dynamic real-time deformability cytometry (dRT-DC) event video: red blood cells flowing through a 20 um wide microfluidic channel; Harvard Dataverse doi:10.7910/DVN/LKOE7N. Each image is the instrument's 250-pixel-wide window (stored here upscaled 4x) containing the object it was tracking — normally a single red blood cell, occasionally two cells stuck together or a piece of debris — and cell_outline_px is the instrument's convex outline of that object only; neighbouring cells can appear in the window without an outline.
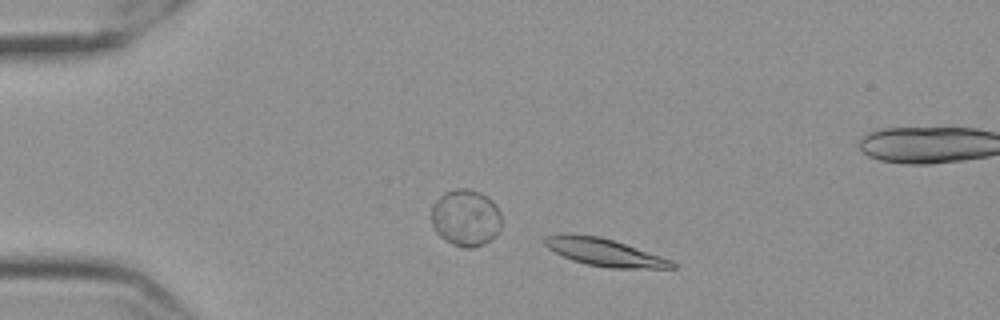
{"species": "Egyptian fruit bat (a non-hibernating species)", "species_latin": "Rousettus aegyptiacus", "temperature_condition": "cold", "stored_images_in_passage": 51, "camera_frame_rate_fps": 3000, "um_per_image_px": 0.085, "frame": {"image": 1, "passage_image": 3, "time_ms": 0.667, "image_size_px": [1000, 320], "cell_outline_px": [[676, 268], [612, 268], [588, 264], [572, 260], [548, 248], [544, 244], [544, 236], [572, 232], [600, 236], [624, 244], [668, 260], [676, 264]], "centroid_in_image_um": [51.26, 21.42], "position_along_channel_um": 33.7, "area_um2": 19.94}}
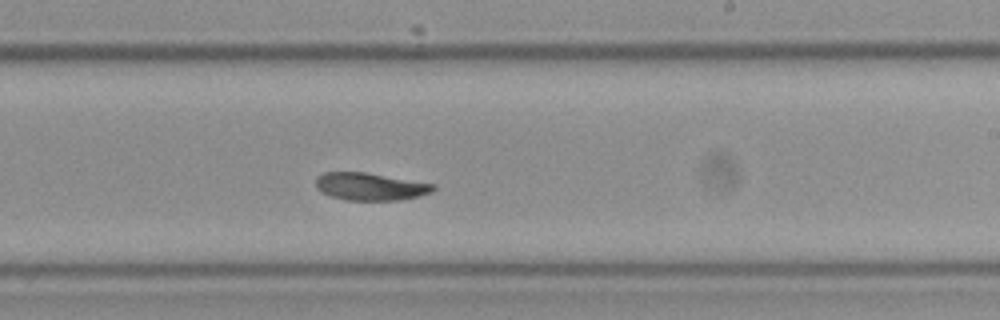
{"frame": {"image": 2, "passage_image": 27, "time_ms": 8.667, "image_size_px": [1000, 320], "cell_outline_px": [[436, 188], [432, 192], [400, 200], [344, 200], [320, 192], [316, 188], [316, 176], [324, 172], [364, 172], [436, 184]], "centroid_in_image_um": [31.44, 15.85], "position_along_channel_um": 257.6, "area_um2": 18.84}}
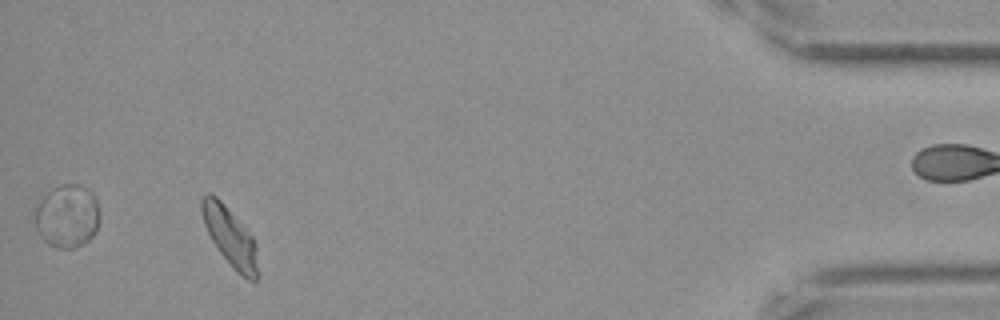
{"frame": {"image": 3, "passage_image": 46, "time_ms": 15.0, "image_size_px": [1000, 320], "cell_outline_px": [[260, 272], [256, 280], [248, 280], [240, 276], [236, 272], [220, 252], [212, 240], [204, 224], [200, 212], [200, 200], [208, 192], [216, 196], [224, 204], [256, 240]], "centroid_in_image_um": [19.59, 20.16], "position_along_channel_um": 415.6, "area_um2": 19.54}, "authors_computed_cell_mechanics": {"area_um2": 19.5942, "velocity_mm_per_s": 3.4782, "shape_relaxation_time_tau1_ms": 7.7194, "shape_relaxation_time_tau2_ms": 6.5879, "deformation_change_tau1": 0.1915, "deformation_change_tau2": 0.077}}